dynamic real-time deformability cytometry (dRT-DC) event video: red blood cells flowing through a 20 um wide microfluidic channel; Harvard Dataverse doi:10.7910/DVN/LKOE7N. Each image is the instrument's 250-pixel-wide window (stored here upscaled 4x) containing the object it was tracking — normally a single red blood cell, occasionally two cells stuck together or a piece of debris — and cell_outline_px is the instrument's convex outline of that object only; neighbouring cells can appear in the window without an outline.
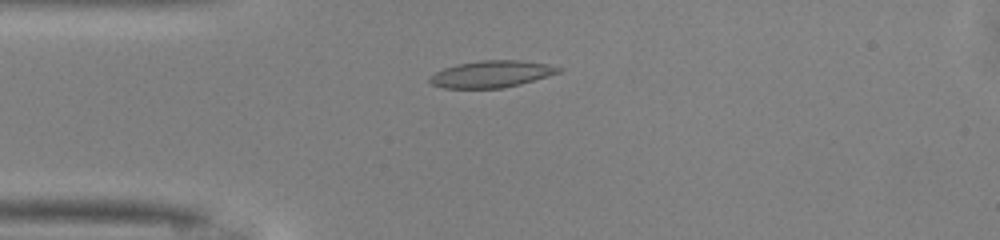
{"species": "common noctule bat (a hibernating species)", "species_latin": "Nyctalus noctula", "temperature_condition": "warm", "stored_images_in_passage": 27, "camera_frame_rate_fps": 3000, "um_per_image_px": 0.085, "animal": {"sex": "male", "body_mass_g": 13.0, "forearm_length_mm": 53.1}, "frame": {"image": 1, "passage_image": 1, "time_ms": 0.0, "image_size_px": [1000, 240], "cell_outline_px": [[564, 68], [560, 72], [548, 76], [520, 84], [504, 88], [444, 88], [432, 84], [428, 80], [436, 72], [444, 68], [456, 64], [480, 60], [520, 60], [548, 64]], "centroid_in_image_um": [41.8, 6.29], "position_along_channel_um": 43.2, "area_um2": 20.11}}
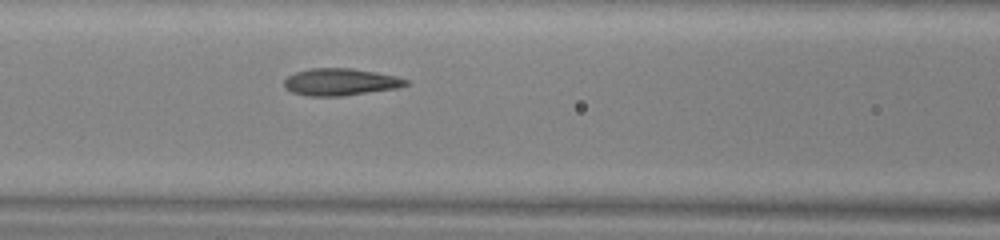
{"frame": {"image": 2, "passage_image": 9, "time_ms": 2.667, "image_size_px": [1000, 240], "cell_outline_px": [[408, 84], [396, 88], [340, 96], [308, 96], [292, 92], [284, 88], [284, 80], [288, 76], [296, 72], [312, 68], [352, 68], [376, 72], [396, 76], [408, 80]], "centroid_in_image_um": [28.9, 6.96], "position_along_channel_um": 137.7, "area_um2": 19.07}}
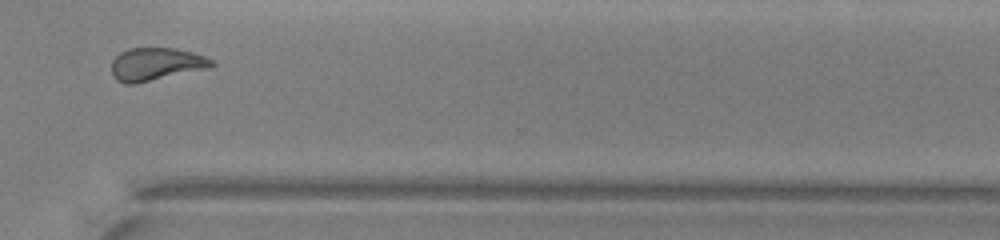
{"frame": {"image": 3, "passage_image": 25, "time_ms": 8.0, "image_size_px": [1000, 240], "cell_outline_px": [[216, 64], [212, 68], [136, 84], [124, 84], [116, 80], [112, 72], [112, 60], [120, 52], [128, 48], [176, 48], [192, 52], [204, 56], [212, 60]], "centroid_in_image_um": [13.28, 5.46], "position_along_channel_um": 357.3, "area_um2": 19.48}, "authors_computed_cell_mechanics": {"area_um2": 18.785, "velocity_mm_per_s": 4.1211, "shape_relaxation_time_tau1_ms": null, "shape_relaxation_time_tau2_ms": 1.6406, "deformation_change_tau1": null, "deformation_change_tau2": 0.08}}